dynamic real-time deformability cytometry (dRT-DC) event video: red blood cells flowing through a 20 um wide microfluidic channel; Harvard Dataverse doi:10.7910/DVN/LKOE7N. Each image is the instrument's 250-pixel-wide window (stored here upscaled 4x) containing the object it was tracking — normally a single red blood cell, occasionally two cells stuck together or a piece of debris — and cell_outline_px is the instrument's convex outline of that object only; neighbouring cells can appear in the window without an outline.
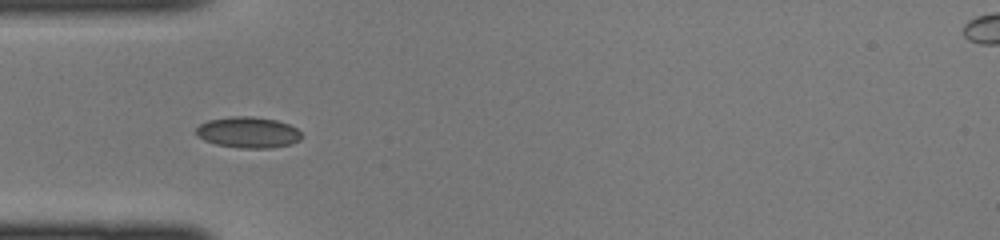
{"species": "common noctule bat (a hibernating species)", "species_latin": "Nyctalus noctula", "temperature_condition": "cold", "stored_images_in_passage": 44, "camera_frame_rate_fps": 3000, "um_per_image_px": 0.085, "animal": {"sex": "female", "body_mass_g": 22.0, "forearm_length_mm": 56.7}, "frame": {"image": 1, "passage_image": 13, "time_ms": 4.0, "image_size_px": [1000, 240], "cell_outline_px": [[304, 136], [300, 140], [292, 144], [272, 148], [240, 148], [216, 144], [204, 140], [196, 136], [196, 128], [200, 124], [208, 120], [232, 116], [252, 116], [276, 120], [288, 124], [296, 128]], "centroid_in_image_um": [21.1, 11.26], "position_along_channel_um": 63.9, "area_um2": 19.25}}
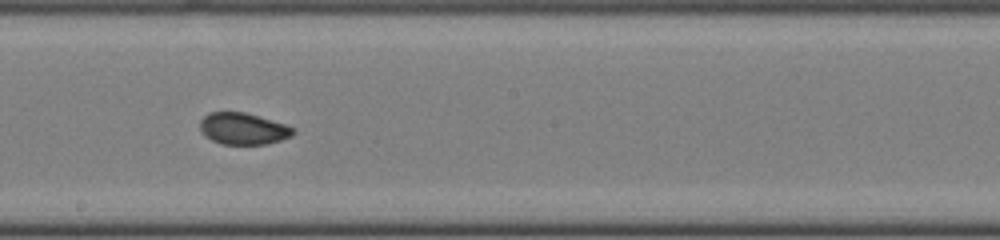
{"frame": {"image": 2, "passage_image": 24, "time_ms": 7.667, "image_size_px": [1000, 240], "cell_outline_px": [[296, 132], [292, 136], [280, 140], [264, 144], [220, 144], [204, 136], [200, 128], [200, 120], [208, 112], [244, 112], [284, 124], [296, 128]], "centroid_in_image_um": [20.65, 10.94], "position_along_channel_um": 227.5, "area_um2": 17.17}}
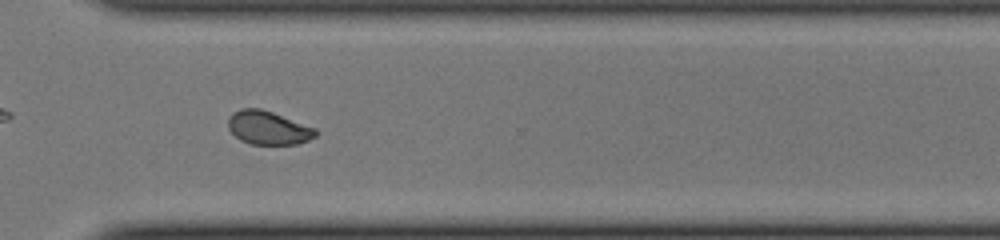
{"frame": {"image": 3, "passage_image": 32, "time_ms": 10.333, "image_size_px": [1000, 240], "cell_outline_px": [[320, 132], [316, 136], [308, 140], [296, 144], [252, 144], [240, 140], [228, 128], [228, 120], [232, 112], [240, 108], [260, 108], [272, 112], [316, 128]], "centroid_in_image_um": [22.81, 10.86], "position_along_channel_um": 347.8, "area_um2": 17.11}}